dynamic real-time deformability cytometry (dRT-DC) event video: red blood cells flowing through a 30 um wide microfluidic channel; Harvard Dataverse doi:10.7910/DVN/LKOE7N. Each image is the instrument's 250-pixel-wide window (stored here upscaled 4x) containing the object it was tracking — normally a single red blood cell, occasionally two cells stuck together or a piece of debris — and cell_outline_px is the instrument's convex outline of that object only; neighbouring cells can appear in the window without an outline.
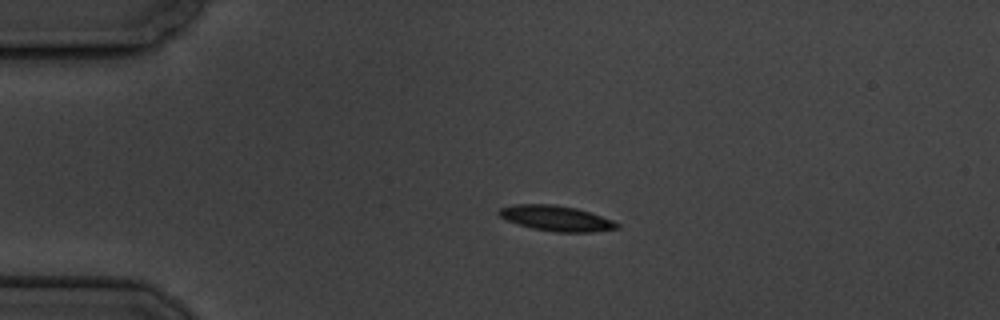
{"species": "common noctule bat (a hibernating species)", "species_latin": "Nyctalus noctula", "temperature_condition": "cold", "stored_images_in_passage": 4, "camera_frame_rate_fps": 3000, "um_per_image_px": 0.085, "animal": {"sex": "male", "body_mass_g": 19.5, "forearm_length_mm": 54.6}, "frame": {"image": 1, "passage_image": 3, "time_ms": 2.333, "image_size_px": [1000, 320], "cell_outline_px": [[620, 228], [592, 232], [556, 232], [532, 228], [516, 224], [500, 216], [496, 212], [500, 208], [516, 204], [552, 204], [576, 208], [612, 220], [620, 224]], "centroid_in_image_um": [47.27, 18.56], "position_along_channel_um": 37.7, "area_um2": 17.34}}